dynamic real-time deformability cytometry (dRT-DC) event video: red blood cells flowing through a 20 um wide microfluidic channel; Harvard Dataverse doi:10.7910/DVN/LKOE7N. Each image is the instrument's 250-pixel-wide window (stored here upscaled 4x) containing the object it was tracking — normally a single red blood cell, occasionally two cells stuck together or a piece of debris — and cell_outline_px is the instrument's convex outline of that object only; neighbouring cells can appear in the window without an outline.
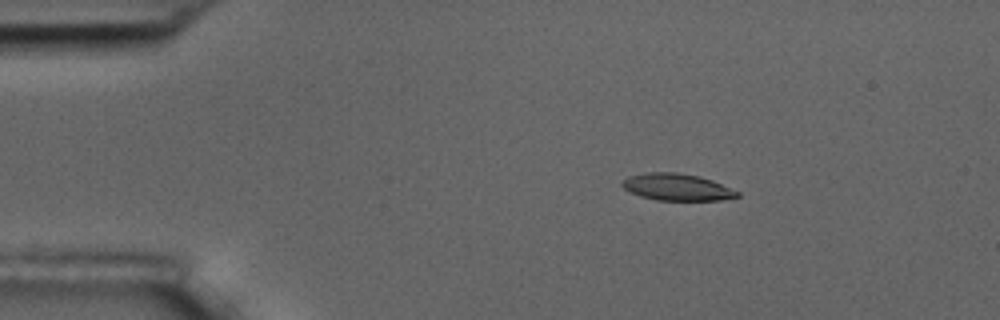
{"species": "common noctule bat (a hibernating species)", "species_latin": "Nyctalus noctula", "temperature_condition": "room temperature", "stored_images_in_passage": 3, "camera_frame_rate_fps": 3000, "um_per_image_px": 0.085, "animal": {"sex": "male", "body_mass_g": 17.5, "forearm_length_mm": 52.3}, "frame": {"image": 1, "passage_image": 1, "time_ms": 0.0, "image_size_px": [1000, 320], "cell_outline_px": [[740, 196], [720, 200], [656, 200], [640, 196], [624, 188], [620, 184], [628, 176], [648, 172], [676, 172], [700, 176], [712, 180], [740, 192]], "centroid_in_image_um": [57.55, 15.9], "position_along_channel_um": 27.5, "area_um2": 17.98}}